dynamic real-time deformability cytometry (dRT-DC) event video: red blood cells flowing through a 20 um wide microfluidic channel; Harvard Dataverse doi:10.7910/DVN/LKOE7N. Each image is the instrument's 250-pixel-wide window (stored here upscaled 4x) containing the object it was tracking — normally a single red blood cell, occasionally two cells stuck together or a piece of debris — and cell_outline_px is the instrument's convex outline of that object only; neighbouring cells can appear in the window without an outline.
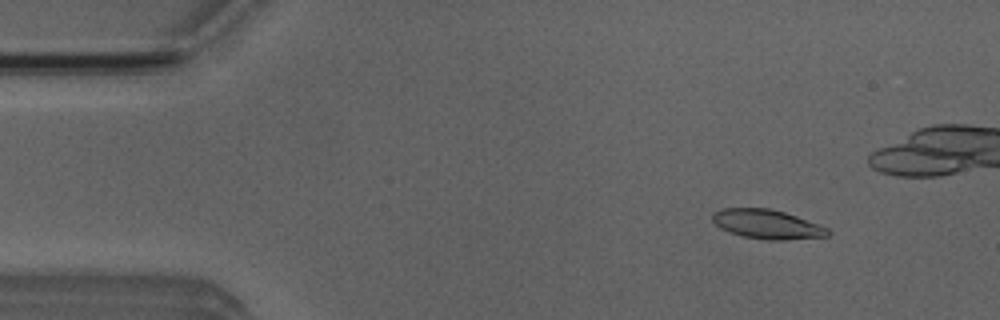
{"species": "Egyptian fruit bat (a non-hibernating species)", "species_latin": "Rousettus aegyptiacus", "temperature_condition": "room temperature", "stored_images_in_passage": 40, "camera_frame_rate_fps": 3000, "um_per_image_px": 0.085, "animal": {"sex": "male"}, "frame": {"image": 1, "passage_image": 3, "time_ms": 0.667, "image_size_px": [1000, 320], "cell_outline_px": [[832, 232], [828, 236], [784, 240], [768, 240], [744, 236], [728, 232], [720, 228], [712, 220], [712, 212], [724, 208], [768, 208], [784, 212], [796, 216], [828, 228]], "centroid_in_image_um": [65.19, 19.06], "position_along_channel_um": 19.8, "area_um2": 19.59}}
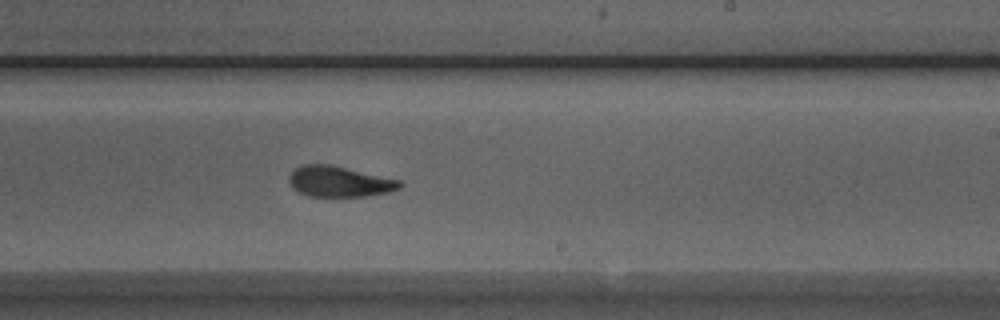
{"frame": {"image": 2, "passage_image": 28, "time_ms": 9.0, "image_size_px": [1000, 320], "cell_outline_px": [[404, 184], [400, 188], [388, 192], [364, 196], [308, 196], [292, 188], [288, 180], [288, 176], [300, 164], [332, 164], [400, 180]], "centroid_in_image_um": [28.83, 15.42], "position_along_channel_um": 260.2, "area_um2": 19.88}}
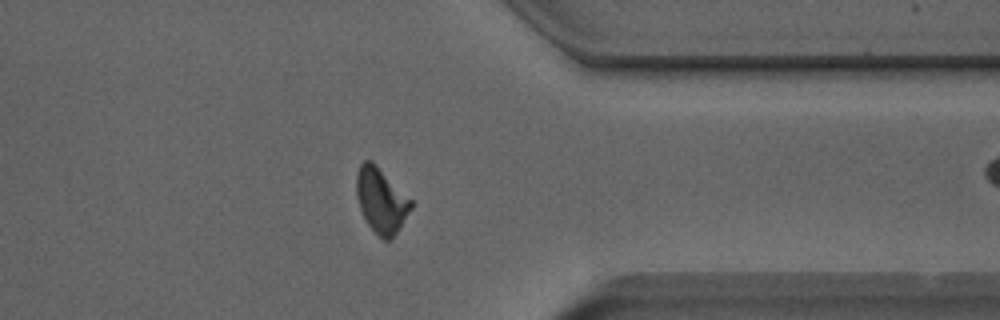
{"frame": {"image": 3, "passage_image": 38, "time_ms": 12.333, "image_size_px": [1000, 320], "cell_outline_px": [[412, 208], [400, 228], [392, 240], [384, 240], [368, 224], [360, 208], [356, 196], [356, 172], [360, 164], [364, 160], [372, 160], [412, 200]], "centroid_in_image_um": [32.4, 17.02], "position_along_channel_um": 379.0, "area_um2": 20.63}}